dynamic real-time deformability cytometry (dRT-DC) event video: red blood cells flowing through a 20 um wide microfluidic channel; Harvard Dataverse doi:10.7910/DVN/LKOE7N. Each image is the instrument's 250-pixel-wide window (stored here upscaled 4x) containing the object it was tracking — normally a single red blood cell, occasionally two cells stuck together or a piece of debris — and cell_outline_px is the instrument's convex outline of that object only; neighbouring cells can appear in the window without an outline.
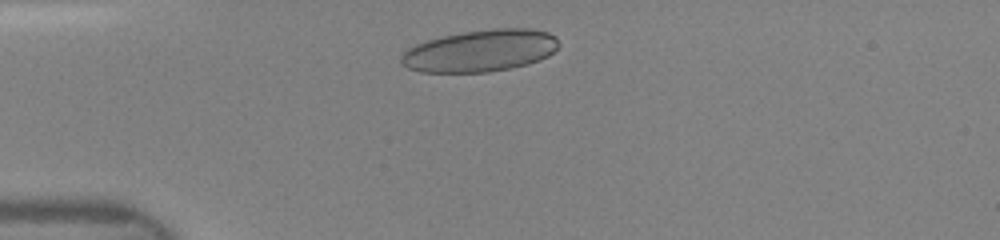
{"species": "human", "species_latin": "Homo sapiens", "temperature_condition": "room temperature", "stored_images_in_passage": 15, "camera_frame_rate_fps": 3000, "um_per_image_px": 0.085, "donor": {"sex": "female"}, "frame": {"image": 1, "passage_image": 7, "time_ms": 1.0, "image_size_px": [1000, 240], "cell_outline_px": [[560, 44], [548, 56], [540, 60], [528, 64], [512, 68], [488, 72], [420, 72], [408, 68], [400, 64], [400, 56], [408, 48], [416, 44], [428, 40], [444, 36], [464, 32], [496, 28], [532, 28], [548, 32], [556, 36]], "centroid_in_image_um": [40.84, 4.32], "position_along_channel_um": 44.2, "area_um2": 38.67}}